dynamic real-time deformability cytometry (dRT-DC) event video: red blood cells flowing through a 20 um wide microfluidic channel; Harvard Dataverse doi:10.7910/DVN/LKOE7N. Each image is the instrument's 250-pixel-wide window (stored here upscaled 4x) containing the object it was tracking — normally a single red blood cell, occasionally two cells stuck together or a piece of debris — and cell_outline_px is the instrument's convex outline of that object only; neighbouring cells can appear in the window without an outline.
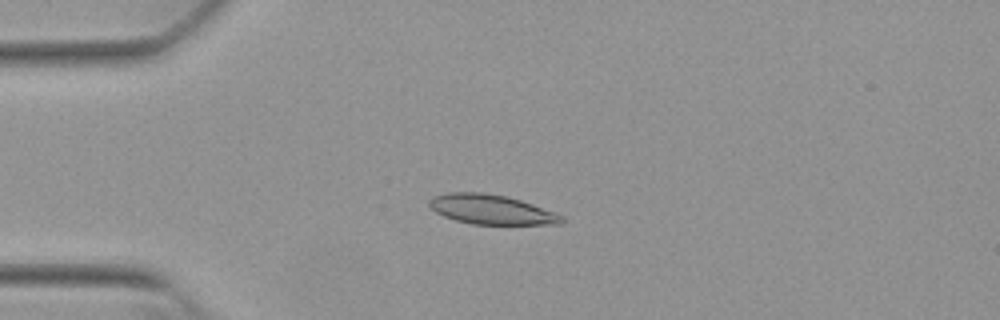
{"species": "Egyptian fruit bat (a non-hibernating species)", "species_latin": "Rousettus aegyptiacus", "temperature_condition": "warm", "stored_images_in_passage": 45, "camera_frame_rate_fps": 3000, "um_per_image_px": 0.085, "animal": {"sex": "female"}, "frame": {"image": 1, "passage_image": 5, "time_ms": 1.333, "image_size_px": [1000, 320], "cell_outline_px": [[564, 224], [472, 224], [456, 220], [444, 216], [436, 212], [428, 204], [428, 200], [432, 196], [448, 192], [484, 192], [508, 196], [556, 212], [564, 216]], "centroid_in_image_um": [41.77, 17.8], "position_along_channel_um": 43.2, "area_um2": 23.0}}
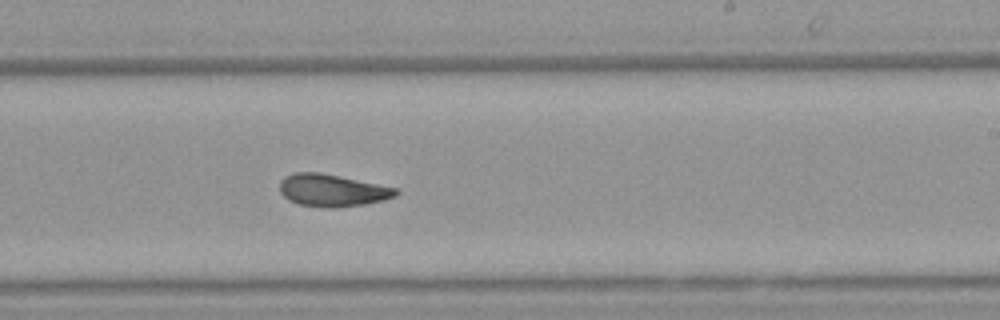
{"frame": {"image": 2, "passage_image": 24, "time_ms": 7.667, "image_size_px": [1000, 320], "cell_outline_px": [[400, 192], [396, 196], [384, 200], [364, 204], [336, 208], [328, 208], [300, 204], [288, 200], [280, 192], [280, 180], [284, 176], [292, 172], [320, 172], [396, 188]], "centroid_in_image_um": [28.21, 16.18], "position_along_channel_um": 260.8, "area_um2": 21.85}}
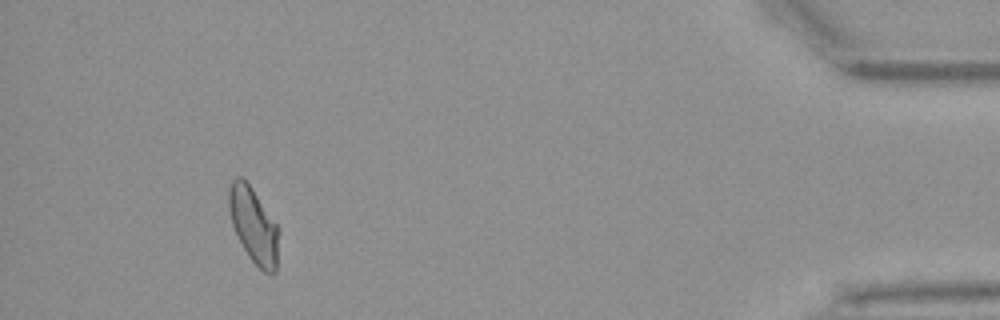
{"frame": {"image": 3, "passage_image": 41, "time_ms": 13.333, "image_size_px": [1000, 320], "cell_outline_px": [[276, 272], [264, 272], [248, 256], [232, 224], [228, 212], [228, 188], [232, 180], [236, 176], [240, 176], [252, 188], [276, 224]], "centroid_in_image_um": [21.48, 19.09], "position_along_channel_um": 413.7, "area_um2": 21.1}, "authors_computed_cell_mechanics": {"area_um2": 22.0796, "velocity_mm_per_s": 3.8283, "shape_relaxation_time_tau1_ms": 6.0562, "shape_relaxation_time_tau2_ms": 1.9838, "deformation_change_tau1": 0.1494, "deformation_change_tau2": 0.0766}}